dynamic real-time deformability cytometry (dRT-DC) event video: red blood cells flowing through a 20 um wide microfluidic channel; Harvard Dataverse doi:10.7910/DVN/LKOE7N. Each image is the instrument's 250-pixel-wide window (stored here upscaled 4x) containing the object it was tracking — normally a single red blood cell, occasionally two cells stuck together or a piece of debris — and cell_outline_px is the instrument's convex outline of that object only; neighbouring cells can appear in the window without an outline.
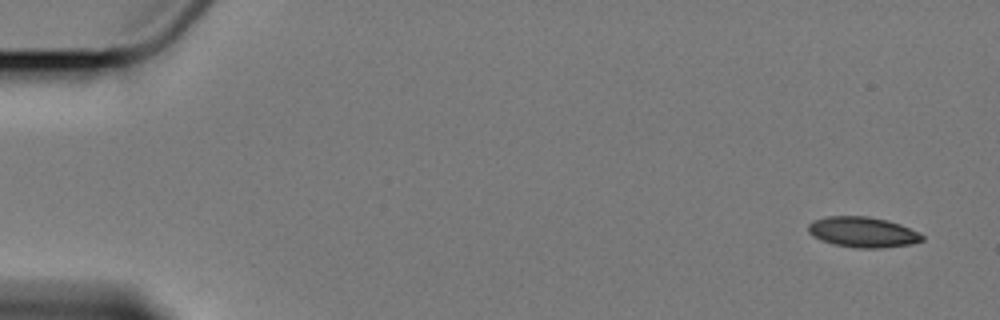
{"species": "Egyptian fruit bat (a non-hibernating species)", "species_latin": "Rousettus aegyptiacus", "temperature_condition": "cold", "stored_images_in_passage": 5, "camera_frame_rate_fps": 3000, "um_per_image_px": 0.085, "animal": {"sex": "female"}, "frame": {"image": 1, "passage_image": 1, "time_ms": 0.0, "image_size_px": [1000, 320], "cell_outline_px": [[924, 240], [912, 244], [880, 248], [856, 248], [832, 244], [812, 236], [808, 232], [808, 224], [812, 220], [828, 216], [868, 216], [888, 220], [900, 224], [924, 236]], "centroid_in_image_um": [73.3, 19.73], "position_along_channel_um": 11.7, "area_um2": 20.29}}